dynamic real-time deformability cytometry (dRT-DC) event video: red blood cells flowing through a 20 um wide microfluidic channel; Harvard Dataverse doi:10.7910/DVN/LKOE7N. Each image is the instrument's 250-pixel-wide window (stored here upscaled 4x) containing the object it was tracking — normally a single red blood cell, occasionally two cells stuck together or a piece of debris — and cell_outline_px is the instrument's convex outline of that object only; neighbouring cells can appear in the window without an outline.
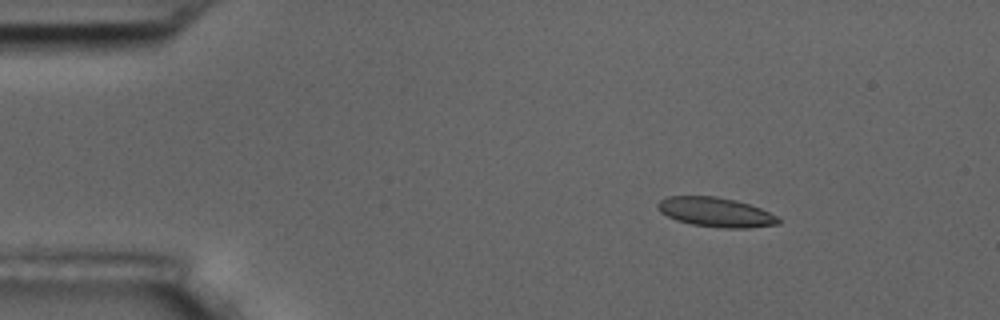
{"species": "common noctule bat (a hibernating species)", "species_latin": "Nyctalus noctula", "temperature_condition": "room temperature", "stored_images_in_passage": 4, "camera_frame_rate_fps": 3000, "um_per_image_px": 0.085, "animal": {"sex": "male", "body_mass_g": 17.5, "forearm_length_mm": 52.3}, "frame": {"image": 1, "passage_image": 1, "time_ms": 0.0, "image_size_px": [1000, 320], "cell_outline_px": [[780, 224], [748, 228], [724, 228], [692, 224], [676, 220], [660, 212], [656, 208], [656, 204], [660, 200], [668, 196], [716, 196], [736, 200], [760, 208], [776, 216], [780, 220]], "centroid_in_image_um": [60.81, 18.03], "position_along_channel_um": 24.2, "area_um2": 20.69}}